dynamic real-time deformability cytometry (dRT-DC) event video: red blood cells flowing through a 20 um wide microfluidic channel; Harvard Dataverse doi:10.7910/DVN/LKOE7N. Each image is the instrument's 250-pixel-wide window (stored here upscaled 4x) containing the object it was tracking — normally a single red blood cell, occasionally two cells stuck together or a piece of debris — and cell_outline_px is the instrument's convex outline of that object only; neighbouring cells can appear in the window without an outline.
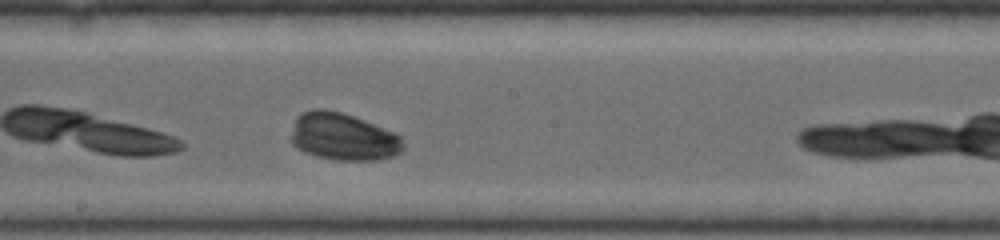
{"species": "common noctule bat (a hibernating species)", "species_latin": "Nyctalus noctula", "temperature_condition": "warm", "stored_images_in_passage": 7, "camera_frame_rate_fps": 5000, "um_per_image_px": 0.085, "animal": {"sex": "female", "body_mass_g": 19.0, "forearm_length_mm": 53.3}, "frame": {"image": 1, "passage_image": 7, "time_ms": 2.2, "image_size_px": [1000, 240], "cell_outline_px": [[404, 148], [400, 152], [392, 156], [376, 160], [332, 160], [316, 156], [304, 152], [296, 148], [292, 144], [292, 132], [296, 116], [304, 112], [316, 108], [324, 108], [340, 112], [364, 120], [392, 132], [400, 136], [404, 144]], "centroid_in_image_um": [29.14, 11.63], "position_along_channel_um": 219.1, "area_um2": 30.81}}